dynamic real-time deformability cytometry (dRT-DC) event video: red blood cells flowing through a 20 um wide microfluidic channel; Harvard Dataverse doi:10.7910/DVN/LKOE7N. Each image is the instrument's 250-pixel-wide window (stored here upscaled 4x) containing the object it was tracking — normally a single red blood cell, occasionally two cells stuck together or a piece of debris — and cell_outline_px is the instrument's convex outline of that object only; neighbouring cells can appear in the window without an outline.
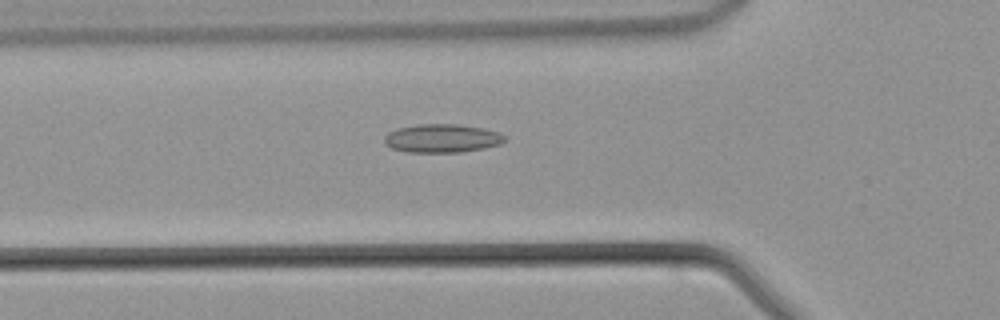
{"species": "common noctule bat (a hibernating species)", "species_latin": "Nyctalus noctula", "temperature_condition": "warm", "stored_images_in_passage": 39, "camera_frame_rate_fps": 3000, "um_per_image_px": 0.085, "animal": {"sex": "male", "body_mass_g": 21.5, "forearm_length_mm": 52.0}, "frame": {"image": 1, "passage_image": 14, "time_ms": 4.333, "image_size_px": [1000, 320], "cell_outline_px": [[508, 136], [500, 144], [484, 148], [460, 152], [408, 152], [392, 148], [384, 144], [384, 136], [388, 132], [396, 128], [416, 124], [456, 124], [484, 128], [500, 132]], "centroid_in_image_um": [37.57, 11.75], "position_along_channel_um": 88.2, "area_um2": 20.17}}
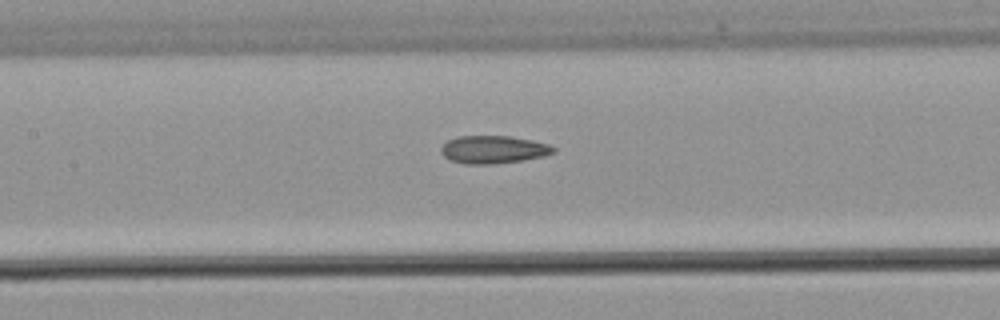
{"frame": {"image": 2, "passage_image": 19, "time_ms": 6.0, "image_size_px": [1000, 320], "cell_outline_px": [[556, 152], [544, 156], [524, 160], [492, 164], [464, 164], [452, 160], [444, 156], [440, 152], [440, 148], [448, 140], [456, 136], [508, 136], [532, 140], [548, 144], [556, 148]], "centroid_in_image_um": [41.94, 12.71], "position_along_channel_um": 165.5, "area_um2": 18.26}}
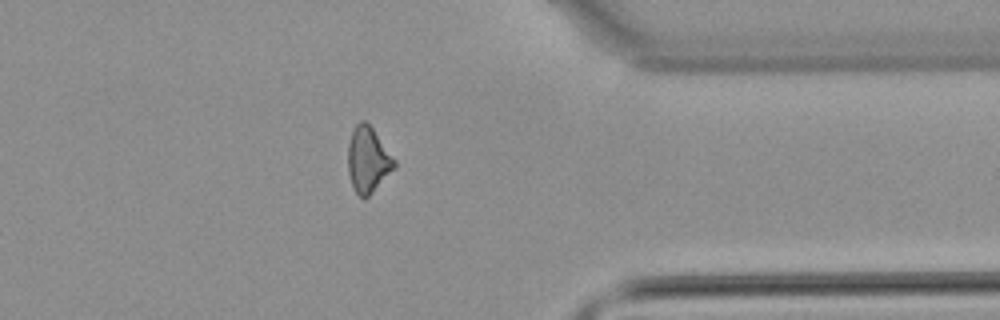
{"frame": {"image": 3, "passage_image": 34, "time_ms": 11.0, "image_size_px": [1000, 320], "cell_outline_px": [[396, 168], [364, 200], [356, 192], [352, 184], [348, 172], [348, 144], [352, 132], [356, 124], [360, 120], [364, 120], [372, 128], [396, 160]], "centroid_in_image_um": [31.28, 13.59], "position_along_channel_um": 380.1, "area_um2": 17.63}}